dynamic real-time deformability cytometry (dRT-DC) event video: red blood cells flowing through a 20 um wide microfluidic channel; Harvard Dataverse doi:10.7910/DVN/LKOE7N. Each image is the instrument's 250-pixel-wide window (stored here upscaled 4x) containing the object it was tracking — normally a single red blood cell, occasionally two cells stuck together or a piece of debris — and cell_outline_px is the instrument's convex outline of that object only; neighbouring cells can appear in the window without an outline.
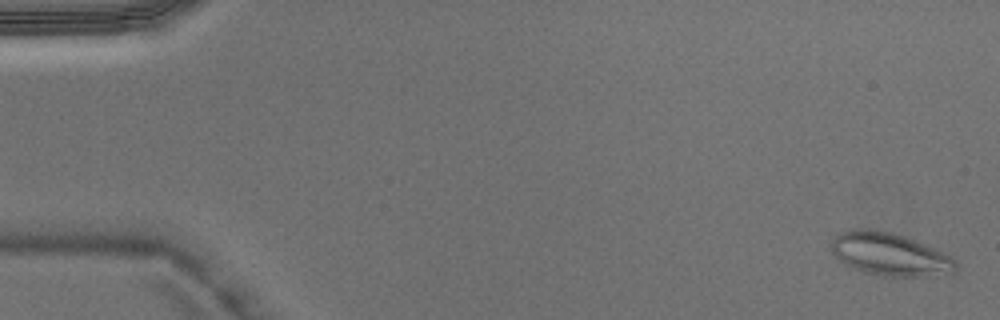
{"species": "Egyptian fruit bat (a non-hibernating species)", "species_latin": "Rousettus aegyptiacus", "temperature_condition": "warm", "stored_images_in_passage": 5, "camera_frame_rate_fps": 3000, "um_per_image_px": 0.085, "animal": {"sex": "male"}, "frame": {"image": 1, "passage_image": 1, "time_ms": 0.0, "image_size_px": [1000, 320], "cell_outline_px": [[960, 268], [956, 272], [924, 276], [880, 276], [864, 272], [852, 268], [844, 264], [832, 252], [832, 240], [840, 232], [848, 228], [868, 228], [892, 232], [904, 236], [936, 248], [952, 256], [956, 260]], "centroid_in_image_um": [75.66, 21.6], "position_along_channel_um": 9.3, "area_um2": 31.5}}
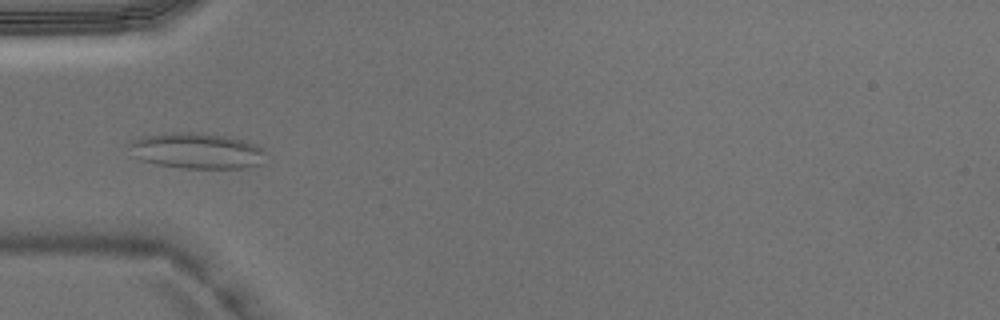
{"frame": {"image": 2, "passage_image": 5, "time_ms": 1.333, "image_size_px": [1000, 320], "cell_outline_px": [[264, 164], [248, 168], [180, 168], [156, 164], [140, 160], [132, 156], [128, 144], [132, 140], [144, 136], [172, 132], [200, 132], [228, 136], [260, 144], [264, 148]], "centroid_in_image_um": [16.77, 12.82], "position_along_channel_um": 68.2, "area_um2": 29.13}}